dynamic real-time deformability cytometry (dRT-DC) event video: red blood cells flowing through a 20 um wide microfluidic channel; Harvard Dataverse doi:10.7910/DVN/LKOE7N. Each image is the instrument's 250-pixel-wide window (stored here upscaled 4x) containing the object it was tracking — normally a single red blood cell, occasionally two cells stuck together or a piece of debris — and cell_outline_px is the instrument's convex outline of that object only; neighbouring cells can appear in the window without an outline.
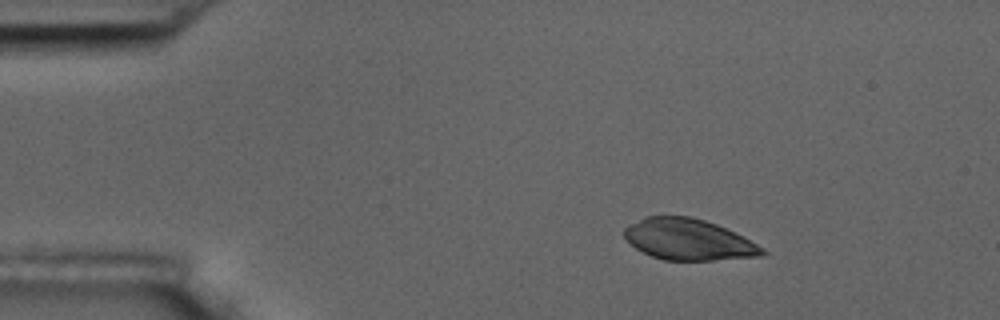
{"species": "common noctule bat (a hibernating species)", "species_latin": "Nyctalus noctula", "temperature_condition": "room temperature", "stored_images_in_passage": 3, "camera_frame_rate_fps": 3000, "um_per_image_px": 0.085, "animal": {"sex": "male", "body_mass_g": 17.5, "forearm_length_mm": 52.3}, "frame": {"image": 1, "passage_image": 1, "time_ms": 0.0, "image_size_px": [1000, 320], "cell_outline_px": [[768, 252], [764, 256], [712, 260], [664, 260], [652, 256], [636, 248], [624, 236], [624, 228], [628, 224], [644, 216], [692, 216], [716, 224], [736, 232], [764, 248]], "centroid_in_image_um": [58.54, 20.35], "position_along_channel_um": 26.5, "area_um2": 33.18}}